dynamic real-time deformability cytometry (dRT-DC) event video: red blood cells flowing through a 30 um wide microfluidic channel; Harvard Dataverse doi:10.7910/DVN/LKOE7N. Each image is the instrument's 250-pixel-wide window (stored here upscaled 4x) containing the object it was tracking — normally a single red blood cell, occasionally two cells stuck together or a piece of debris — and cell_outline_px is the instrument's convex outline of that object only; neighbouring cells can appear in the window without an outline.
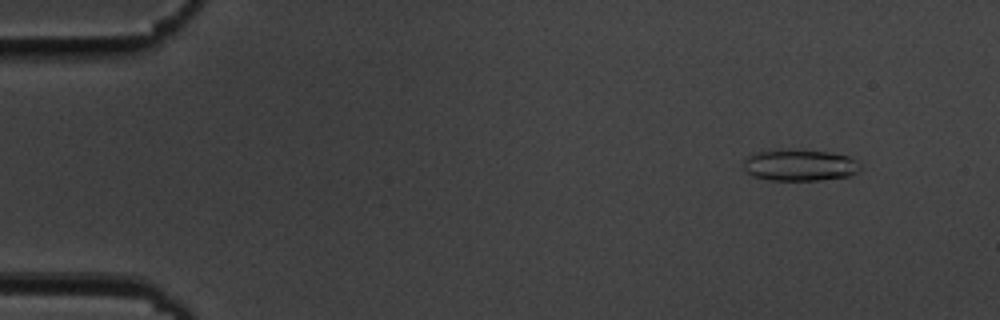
{"species": "common noctule bat (a hibernating species)", "species_latin": "Nyctalus noctula", "temperature_condition": "cold", "stored_images_in_passage": 55, "camera_frame_rate_fps": 3000, "um_per_image_px": 0.085, "animal": {"sex": "male", "body_mass_g": 19.5, "forearm_length_mm": 54.6}, "frame": {"image": 1, "passage_image": 6, "time_ms": 1.667, "image_size_px": [1000, 320], "cell_outline_px": [[860, 168], [856, 172], [848, 176], [820, 180], [768, 180], [752, 176], [744, 168], [744, 160], [752, 152], [780, 148], [796, 148], [828, 152], [848, 156], [860, 160]], "centroid_in_image_um": [67.95, 14.0], "position_along_channel_um": 17.0, "area_um2": 22.02}}
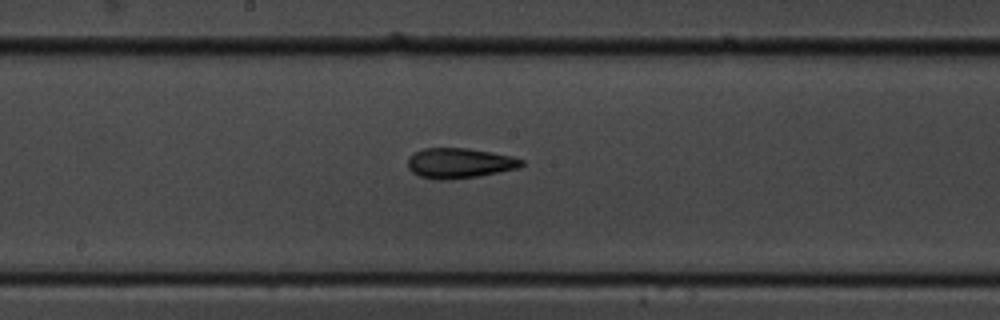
{"frame": {"image": 2, "passage_image": 30, "time_ms": 9.667, "image_size_px": [1000, 320], "cell_outline_px": [[524, 164], [520, 168], [480, 176], [444, 180], [436, 180], [420, 176], [412, 172], [408, 168], [408, 160], [416, 152], [424, 148], [468, 148], [492, 152], [512, 156], [524, 160]], "centroid_in_image_um": [39.1, 13.87], "position_along_channel_um": 209.1, "area_um2": 20.06}}
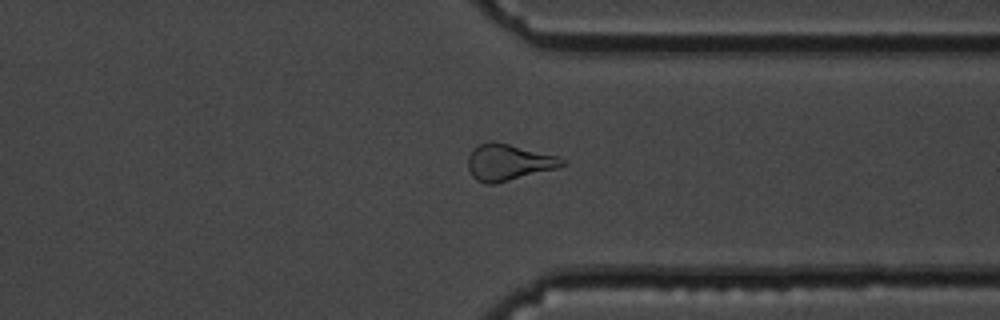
{"frame": {"image": 3, "passage_image": 43, "time_ms": 14.0, "image_size_px": [1000, 320], "cell_outline_px": [[568, 164], [556, 168], [496, 184], [484, 184], [476, 180], [472, 176], [468, 168], [468, 156], [472, 148], [480, 144], [492, 140], [496, 140], [560, 156], [568, 160]], "centroid_in_image_um": [43.24, 13.78], "position_along_channel_um": 368.2, "area_um2": 20.52}, "authors_computed_cell_mechanics": {"area_um2": 20.5768, "velocity_mm_per_s": 3.6854, "shape_relaxation_time_tau1_ms": 7.6479, "shape_relaxation_time_tau2_ms": 2.5307, "deformation_change_tau1": 0.1967, "deformation_change_tau2": 0.1178}}